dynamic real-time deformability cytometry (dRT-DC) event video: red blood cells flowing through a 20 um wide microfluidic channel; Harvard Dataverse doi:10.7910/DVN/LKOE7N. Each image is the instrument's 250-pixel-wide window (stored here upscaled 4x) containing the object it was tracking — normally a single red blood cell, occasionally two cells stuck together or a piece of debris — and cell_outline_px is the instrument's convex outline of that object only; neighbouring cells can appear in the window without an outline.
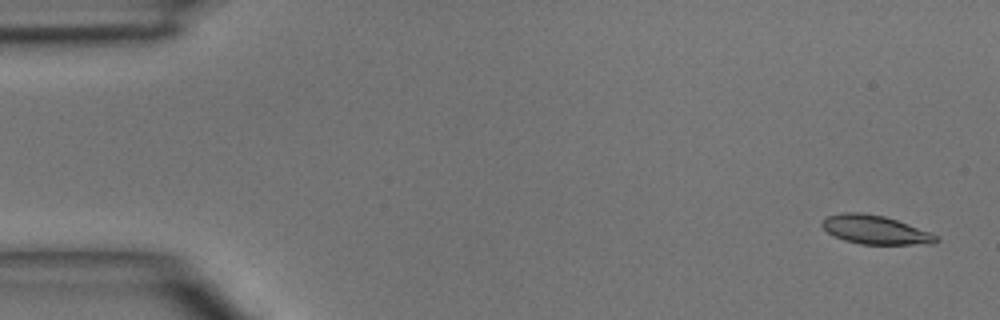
{"species": "common noctule bat (a hibernating species)", "species_latin": "Nyctalus noctula", "temperature_condition": "room temperature", "stored_images_in_passage": 4, "camera_frame_rate_fps": 3000, "um_per_image_px": 0.085, "animal": {"sex": "male", "body_mass_g": 15.6}, "frame": {"image": 1, "passage_image": 1, "time_ms": 0.0, "image_size_px": [1000, 320], "cell_outline_px": [[940, 240], [932, 244], [860, 244], [844, 240], [828, 232], [820, 224], [820, 220], [828, 216], [844, 212], [860, 212], [884, 216], [932, 232], [940, 236]], "centroid_in_image_um": [74.43, 19.53], "position_along_channel_um": 10.6, "area_um2": 19.19}}
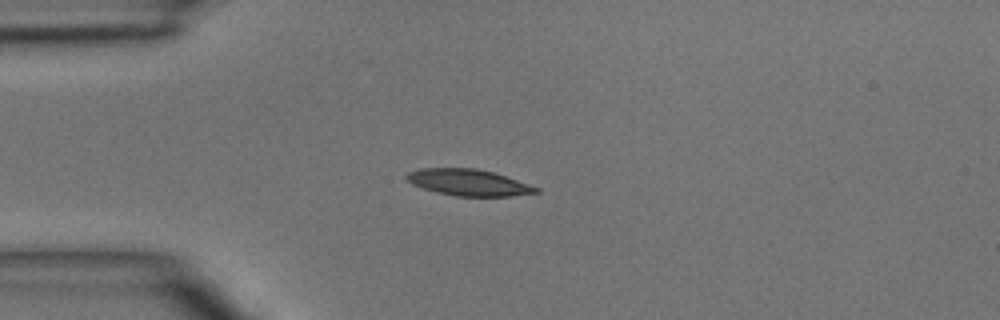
{"frame": {"image": 2, "passage_image": 4, "time_ms": 3.333, "image_size_px": [1000, 320], "cell_outline_px": [[540, 192], [512, 196], [456, 196], [436, 192], [412, 184], [404, 176], [408, 172], [420, 168], [476, 168], [492, 172], [540, 188]], "centroid_in_image_um": [39.81, 15.51], "position_along_channel_um": 45.2, "area_um2": 19.77}}